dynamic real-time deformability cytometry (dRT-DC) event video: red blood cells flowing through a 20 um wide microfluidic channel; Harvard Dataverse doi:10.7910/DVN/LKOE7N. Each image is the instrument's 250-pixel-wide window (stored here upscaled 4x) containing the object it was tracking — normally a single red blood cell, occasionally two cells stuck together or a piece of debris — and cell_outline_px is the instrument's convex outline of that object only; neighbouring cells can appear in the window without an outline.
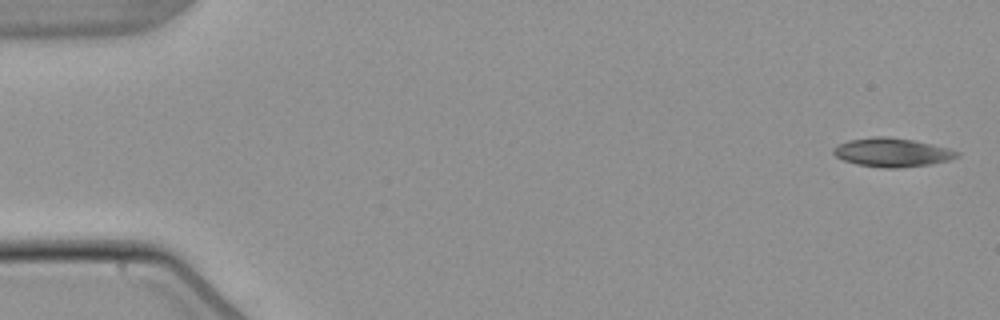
{"species": "common noctule bat (a hibernating species)", "species_latin": "Nyctalus noctula", "temperature_condition": "warm", "stored_images_in_passage": 6, "camera_frame_rate_fps": 3000, "um_per_image_px": 0.085, "animal": {"sex": "male", "body_mass_g": 21.5, "forearm_length_mm": 52.0}, "frame": {"image": 1, "passage_image": 1, "time_ms": 0.0, "image_size_px": [1000, 320], "cell_outline_px": [[960, 156], [948, 160], [932, 164], [900, 168], [884, 168], [856, 164], [844, 160], [836, 156], [832, 152], [832, 148], [848, 140], [872, 136], [888, 136], [912, 140], [932, 144], [948, 148], [960, 152]], "centroid_in_image_um": [75.83, 12.95], "position_along_channel_um": 9.2, "area_um2": 20.81}}
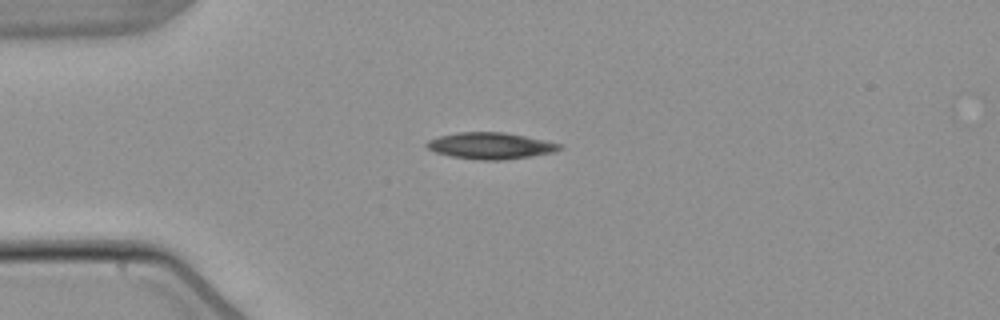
{"frame": {"image": 2, "passage_image": 4, "time_ms": 4.0, "image_size_px": [1000, 320], "cell_outline_px": [[560, 148], [552, 152], [528, 156], [500, 160], [484, 160], [452, 156], [436, 152], [428, 148], [424, 144], [428, 140], [440, 136], [456, 132], [504, 132], [544, 140], [560, 144]], "centroid_in_image_um": [41.63, 12.37], "position_along_channel_um": 43.4, "area_um2": 20.0}}